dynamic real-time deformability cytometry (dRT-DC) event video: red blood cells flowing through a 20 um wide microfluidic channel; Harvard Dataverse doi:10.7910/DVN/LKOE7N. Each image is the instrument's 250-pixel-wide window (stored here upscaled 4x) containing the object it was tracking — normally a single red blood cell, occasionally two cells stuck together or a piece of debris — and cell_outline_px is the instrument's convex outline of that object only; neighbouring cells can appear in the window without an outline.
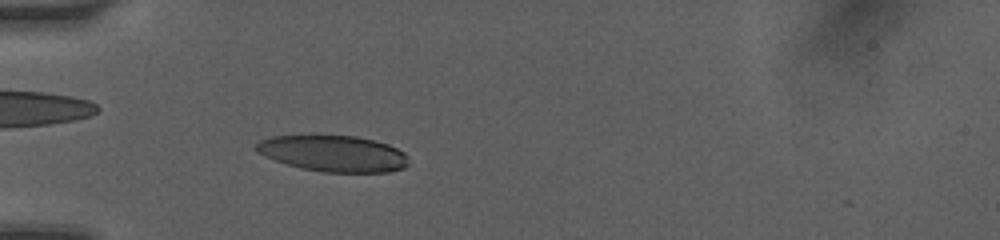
{"species": "human", "species_latin": "Homo sapiens", "temperature_condition": "room temperature", "stored_images_in_passage": 68, "camera_frame_rate_fps": 3000, "um_per_image_px": 0.085, "donor": {"sex": "female"}, "frame": {"image": 1, "passage_image": 20, "time_ms": 4.667, "image_size_px": [1000, 240], "cell_outline_px": [[408, 164], [404, 168], [388, 172], [324, 172], [300, 168], [264, 156], [256, 152], [256, 144], [260, 140], [272, 136], [312, 132], [316, 132], [356, 136], [388, 144], [404, 152], [408, 156]], "centroid_in_image_um": [28.29, 12.99], "position_along_channel_um": 56.7, "area_um2": 33.23}}
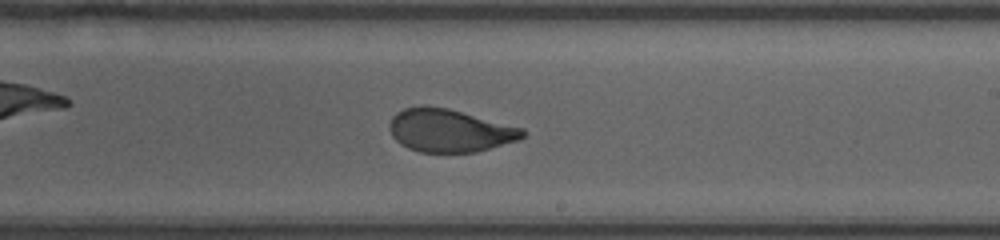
{"frame": {"image": 2, "passage_image": 41, "time_ms": 9.667, "image_size_px": [1000, 240], "cell_outline_px": [[524, 136], [520, 140], [476, 152], [420, 152], [408, 148], [400, 144], [392, 136], [388, 128], [388, 124], [392, 116], [396, 112], [404, 108], [424, 104], [448, 108], [524, 128]], "centroid_in_image_um": [38.18, 11.08], "position_along_channel_um": 250.8, "area_um2": 33.64}}
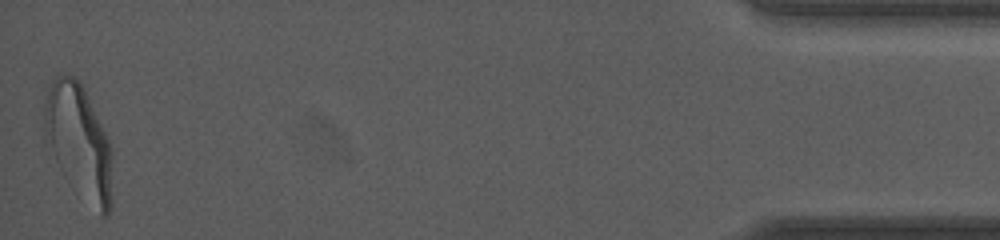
{"frame": {"image": 3, "passage_image": 67, "time_ms": 16.0, "image_size_px": [1000, 240], "cell_outline_px": [[112, 204], [108, 216], [100, 216], [64, 176], [44, 140], [44, 104], [52, 80], [56, 76], [72, 76], [80, 80], [84, 88], [112, 148]], "centroid_in_image_um": [6.72, 12.08], "position_along_channel_um": 428.5, "area_um2": 45.2}, "authors_computed_cell_mechanics": {"area_um2": 33.6685, "velocity_mm_per_s": 4.113, "shape_relaxation_time_tau1_ms": 4.0835, "shape_relaxation_time_tau2_ms": 0.7406, "deformation_change_tau1": 0.1724, "deformation_change_tau2": 0.0643}}